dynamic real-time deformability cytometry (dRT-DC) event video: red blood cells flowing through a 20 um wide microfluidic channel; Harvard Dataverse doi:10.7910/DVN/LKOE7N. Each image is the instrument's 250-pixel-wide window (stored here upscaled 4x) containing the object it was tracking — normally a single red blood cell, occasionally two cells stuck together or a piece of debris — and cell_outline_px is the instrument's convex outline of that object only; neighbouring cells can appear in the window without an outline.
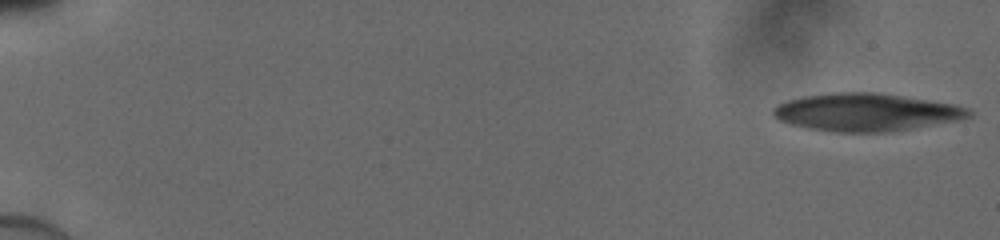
{"species": "human", "species_latin": "Homo sapiens", "temperature_condition": "cold", "stored_images_in_passage": 17, "camera_frame_rate_fps": 3000, "um_per_image_px": 0.085, "donor": {"sex": "male"}, "frame": {"image": 1, "passage_image": 1, "time_ms": 0.0, "image_size_px": [1000, 240], "cell_outline_px": [[972, 116], [956, 120], [884, 132], [836, 132], [808, 128], [792, 124], [780, 120], [772, 116], [772, 108], [788, 100], [808, 96], [836, 92], [876, 92], [952, 104], [972, 108]], "centroid_in_image_um": [73.6, 9.53], "position_along_channel_um": 11.4, "area_um2": 42.31}}
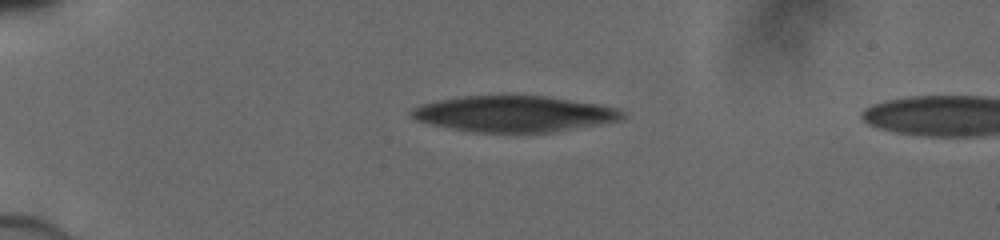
{"frame": {"image": 2, "passage_image": 13, "time_ms": 4.0, "image_size_px": [1000, 240], "cell_outline_px": [[628, 116], [620, 120], [548, 132], [472, 132], [432, 124], [416, 120], [408, 112], [412, 108], [420, 104], [440, 100], [464, 96], [544, 96], [616, 108], [624, 112]], "centroid_in_image_um": [43.63, 9.68], "position_along_channel_um": 41.4, "area_um2": 43.41}}